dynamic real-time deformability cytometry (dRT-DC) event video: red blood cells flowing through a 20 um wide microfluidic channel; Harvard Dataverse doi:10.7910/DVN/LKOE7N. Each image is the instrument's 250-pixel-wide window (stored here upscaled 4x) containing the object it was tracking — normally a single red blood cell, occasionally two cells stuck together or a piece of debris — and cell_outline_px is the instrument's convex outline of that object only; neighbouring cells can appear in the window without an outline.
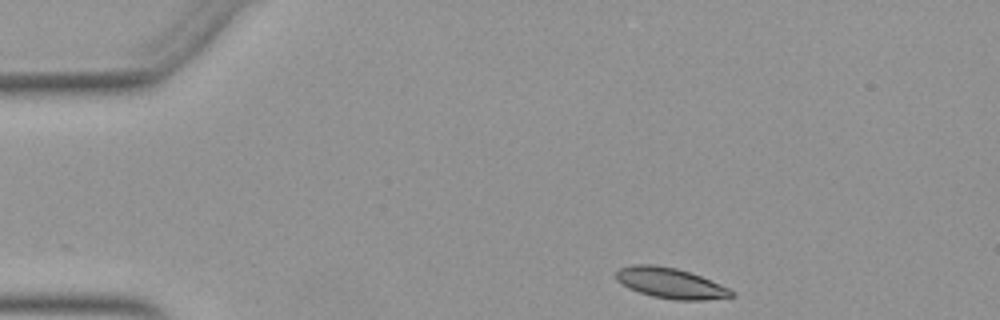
{"species": "Egyptian fruit bat (a non-hibernating species)", "species_latin": "Rousettus aegyptiacus", "temperature_condition": "warm", "stored_images_in_passage": 37, "camera_frame_rate_fps": 3000, "um_per_image_px": 0.085, "animal": {"sex": "female"}, "frame": {"image": 1, "passage_image": 1, "time_ms": 0.0, "image_size_px": [1000, 320], "cell_outline_px": [[736, 296], [704, 300], [676, 300], [652, 296], [628, 288], [616, 280], [616, 272], [620, 268], [632, 264], [652, 264], [676, 268], [700, 276], [720, 284], [736, 292]], "centroid_in_image_um": [56.99, 24.07], "position_along_channel_um": 28.0, "area_um2": 20.46}}
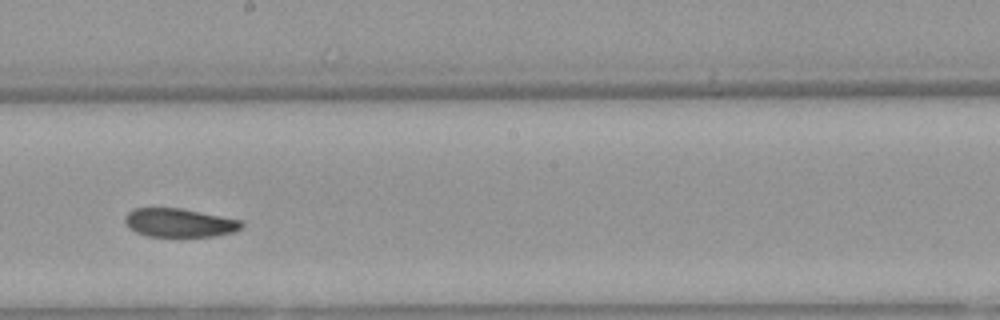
{"frame": {"image": 2, "passage_image": 22, "time_ms": 7.0, "image_size_px": [1000, 320], "cell_outline_px": [[244, 224], [240, 228], [232, 232], [212, 236], [148, 236], [136, 232], [128, 228], [124, 220], [124, 216], [132, 208], [180, 208], [240, 220]], "centroid_in_image_um": [15.18, 18.93], "position_along_channel_um": 233.0, "area_um2": 19.25}}
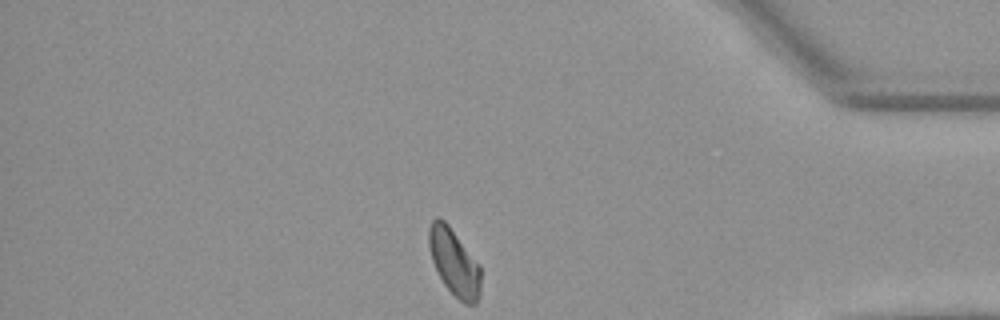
{"frame": {"image": 3, "passage_image": 37, "time_ms": 12.0, "image_size_px": [1000, 320], "cell_outline_px": [[480, 292], [476, 304], [464, 304], [444, 284], [432, 260], [428, 244], [428, 228], [432, 220], [436, 216], [440, 216], [448, 224], [480, 264]], "centroid_in_image_um": [38.6, 22.25], "position_along_channel_um": 396.6, "area_um2": 20.17}, "authors_computed_cell_mechanics": {"area_um2": 20.7502, "velocity_mm_per_s": 3.8911, "shape_relaxation_time_tau1_ms": null, "shape_relaxation_time_tau2_ms": 6.6632, "deformation_change_tau1": null, "deformation_change_tau2": 0.1288}}